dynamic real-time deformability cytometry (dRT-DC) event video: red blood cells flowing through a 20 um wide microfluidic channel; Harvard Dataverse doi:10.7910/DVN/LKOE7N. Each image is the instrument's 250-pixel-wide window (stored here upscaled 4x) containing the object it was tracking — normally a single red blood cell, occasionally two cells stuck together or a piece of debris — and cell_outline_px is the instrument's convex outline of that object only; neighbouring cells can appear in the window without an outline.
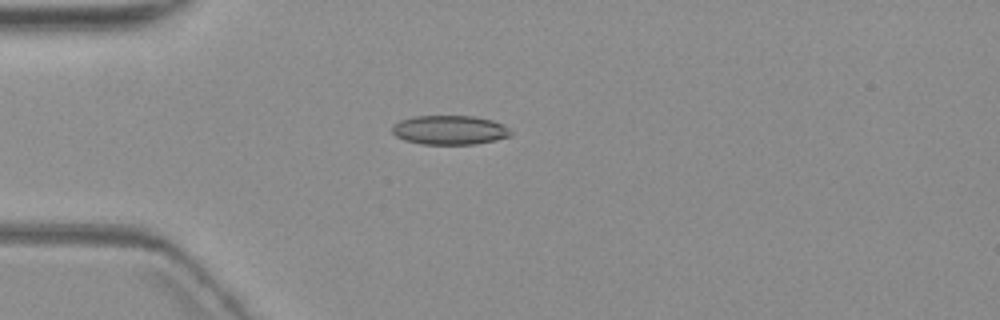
{"species": "common noctule bat (a hibernating species)", "species_latin": "Nyctalus noctula", "temperature_condition": "warm", "stored_images_in_passage": 7, "camera_frame_rate_fps": 3000, "um_per_image_px": 0.085, "animal": {"sex": "female", "body_mass_g": 19.3, "forearm_length_mm": 54.1}, "frame": {"image": 1, "passage_image": 4, "time_ms": 3.667, "image_size_px": [1000, 320], "cell_outline_px": [[512, 136], [496, 140], [476, 144], [420, 144], [404, 140], [396, 136], [392, 132], [392, 124], [400, 120], [412, 116], [472, 116], [492, 120], [504, 124], [512, 132]], "centroid_in_image_um": [38.22, 11.05], "position_along_channel_um": 46.8, "area_um2": 20.4}}
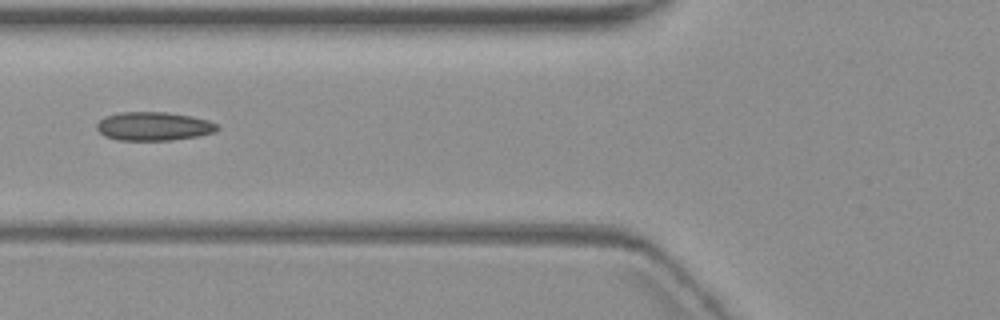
{"frame": {"image": 2, "passage_image": 6, "time_ms": 6.0, "image_size_px": [1000, 320], "cell_outline_px": [[220, 128], [216, 132], [200, 136], [172, 140], [116, 140], [104, 136], [96, 128], [96, 124], [100, 120], [108, 116], [120, 112], [168, 112], [192, 116], [208, 120], [216, 124]], "centroid_in_image_um": [13.09, 10.74], "position_along_channel_um": 112.7, "area_um2": 20.23}}
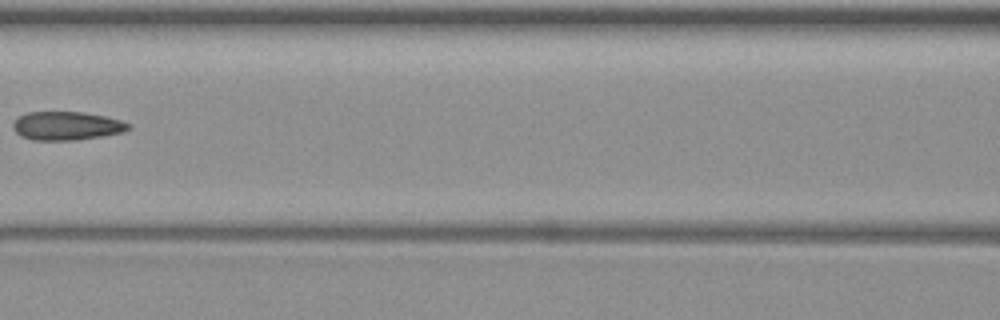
{"frame": {"image": 3, "passage_image": 7, "time_ms": 7.333, "image_size_px": [1000, 320], "cell_outline_px": [[132, 124], [124, 132], [76, 140], [32, 140], [20, 136], [12, 128], [12, 124], [20, 116], [28, 112], [84, 112], [104, 116], [120, 120]], "centroid_in_image_um": [5.65, 10.7], "position_along_channel_um": 160.9, "area_um2": 19.13}}